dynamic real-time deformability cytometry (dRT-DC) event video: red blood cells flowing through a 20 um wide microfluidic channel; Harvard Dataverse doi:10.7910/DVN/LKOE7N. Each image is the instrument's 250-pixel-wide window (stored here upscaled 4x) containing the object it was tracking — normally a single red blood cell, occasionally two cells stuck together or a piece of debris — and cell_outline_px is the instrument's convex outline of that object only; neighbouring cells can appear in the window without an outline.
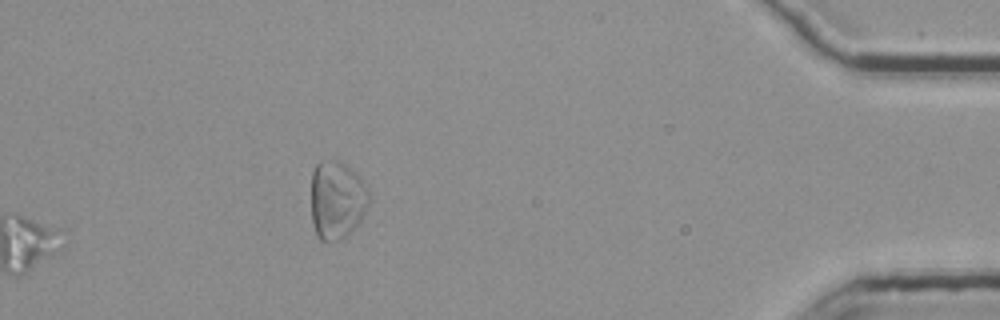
{"species": "common noctule bat (a hibernating species)", "species_latin": "Nyctalus noctula", "temperature_condition": "room temperature", "stored_images_in_passage": 48, "segment_of_instrument_passage": [2, 2], "camera_frame_rate_fps": 3000, "um_per_image_px": 0.085, "animal": {"sex": "female", "body_mass_g": 25.1}, "frame": {"image": 1, "passage_image": 48, "time_ms": 15.667, "image_size_px": [1000, 320], "cell_outline_px": [[372, 200], [368, 208], [360, 220], [348, 236], [340, 240], [320, 240], [316, 236], [312, 224], [312, 172], [316, 164], [320, 160], [336, 160], [344, 164], [368, 188]], "centroid_in_image_um": [28.64, 17.03], "position_along_channel_um": 406.6, "area_um2": 26.47}}